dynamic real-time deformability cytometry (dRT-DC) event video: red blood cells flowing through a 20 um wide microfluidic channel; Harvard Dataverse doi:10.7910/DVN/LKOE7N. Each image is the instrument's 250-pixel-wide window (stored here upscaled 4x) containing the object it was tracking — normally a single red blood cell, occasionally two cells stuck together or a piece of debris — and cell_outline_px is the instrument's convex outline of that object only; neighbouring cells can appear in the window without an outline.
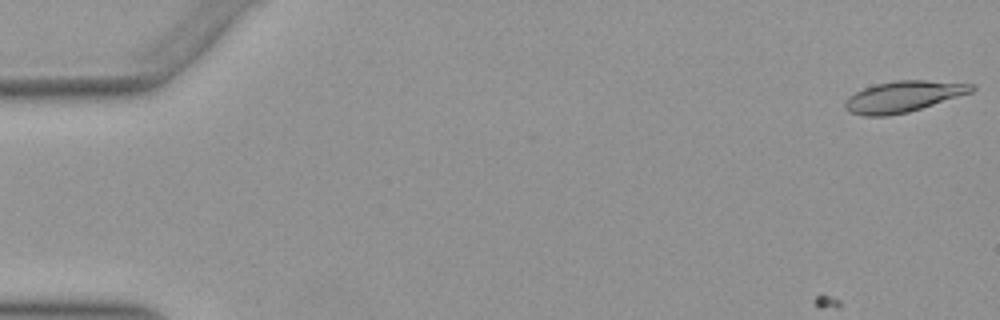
{"species": "Egyptian fruit bat (a non-hibernating species)", "species_latin": "Rousettus aegyptiacus", "temperature_condition": "warm", "stored_images_in_passage": 20, "camera_frame_rate_fps": 3000, "um_per_image_px": 0.085, "animal": {"sex": "female"}, "frame": {"image": 1, "passage_image": 1, "time_ms": 0.0, "image_size_px": [1000, 320], "cell_outline_px": [[976, 88], [972, 92], [908, 112], [888, 116], [864, 116], [848, 112], [844, 108], [844, 104], [848, 96], [864, 88], [876, 84], [896, 80], [924, 80], [976, 84]], "centroid_in_image_um": [76.76, 8.21], "position_along_channel_um": 8.2, "area_um2": 22.89}}